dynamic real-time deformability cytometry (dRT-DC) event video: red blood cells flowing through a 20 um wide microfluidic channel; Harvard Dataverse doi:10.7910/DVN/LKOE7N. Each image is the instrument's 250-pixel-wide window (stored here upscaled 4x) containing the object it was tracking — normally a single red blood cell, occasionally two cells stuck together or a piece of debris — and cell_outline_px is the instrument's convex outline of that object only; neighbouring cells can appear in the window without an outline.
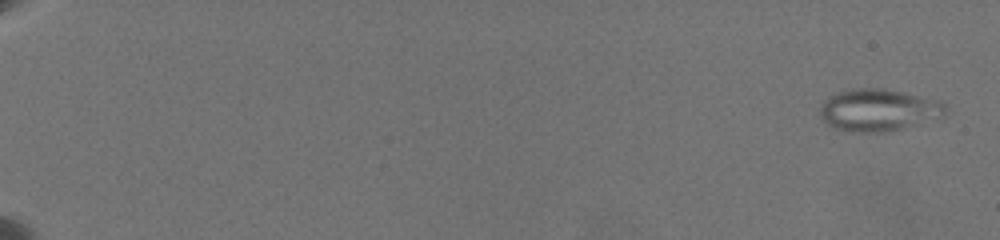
{"species": "common noctule bat (a hibernating species)", "species_latin": "Nyctalus noctula", "temperature_condition": "warm", "stored_images_in_passage": 59, "camera_frame_rate_fps": 3000, "um_per_image_px": 0.085, "animal": {"sex": "female", "body_mass_g": 19.5, "forearm_length_mm": 54.1}, "frame": {"image": 1, "passage_image": 1, "time_ms": 0.0, "image_size_px": [1000, 240], "cell_outline_px": [[944, 116], [900, 128], [880, 132], [860, 132], [832, 128], [820, 116], [820, 108], [832, 96], [840, 92], [860, 88], [884, 88], [904, 92], [940, 100], [944, 104]], "centroid_in_image_um": [74.68, 9.35], "position_along_channel_um": 10.3, "area_um2": 30.06}}
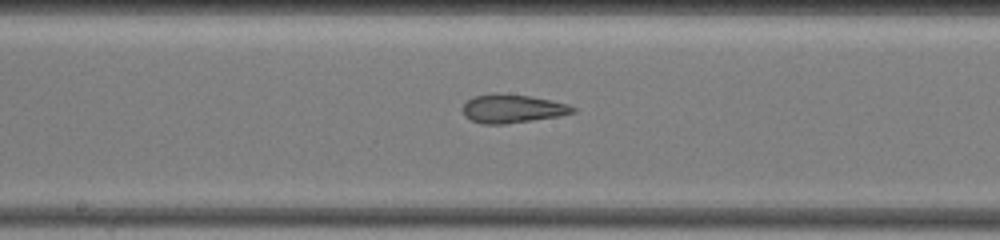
{"frame": {"image": 2, "passage_image": 34, "time_ms": 11.667, "image_size_px": [1000, 240], "cell_outline_px": [[576, 112], [560, 116], [504, 124], [480, 124], [464, 116], [464, 100], [472, 96], [532, 96], [568, 104], [576, 108]], "centroid_in_image_um": [43.58, 9.28], "position_along_channel_um": 204.6, "area_um2": 17.69}}
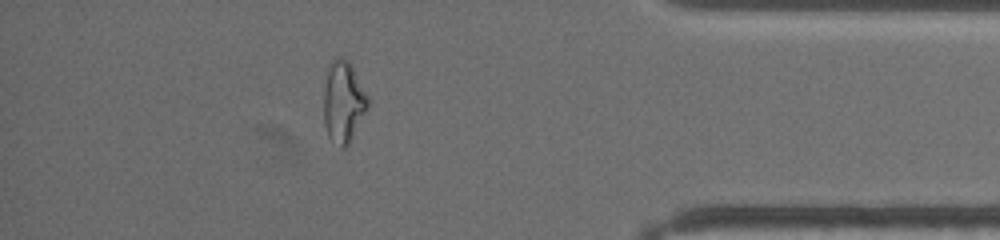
{"frame": {"image": 3, "passage_image": 53, "time_ms": 18.0, "image_size_px": [1000, 240], "cell_outline_px": [[368, 108], [348, 144], [344, 148], [340, 148], [328, 136], [324, 124], [324, 88], [328, 64], [336, 56], [340, 56], [348, 60], [352, 64], [368, 96]], "centroid_in_image_um": [29.18, 8.61], "position_along_channel_um": 406.0, "area_um2": 21.1}, "authors_computed_cell_mechanics": {"area_um2": 21.7328, "velocity_mm_per_s": 3.5865, "shape_relaxation_time_tau1_ms": null, "shape_relaxation_time_tau2_ms": 1.4636, "deformation_change_tau1": null, "deformation_change_tau2": 0.1023}}